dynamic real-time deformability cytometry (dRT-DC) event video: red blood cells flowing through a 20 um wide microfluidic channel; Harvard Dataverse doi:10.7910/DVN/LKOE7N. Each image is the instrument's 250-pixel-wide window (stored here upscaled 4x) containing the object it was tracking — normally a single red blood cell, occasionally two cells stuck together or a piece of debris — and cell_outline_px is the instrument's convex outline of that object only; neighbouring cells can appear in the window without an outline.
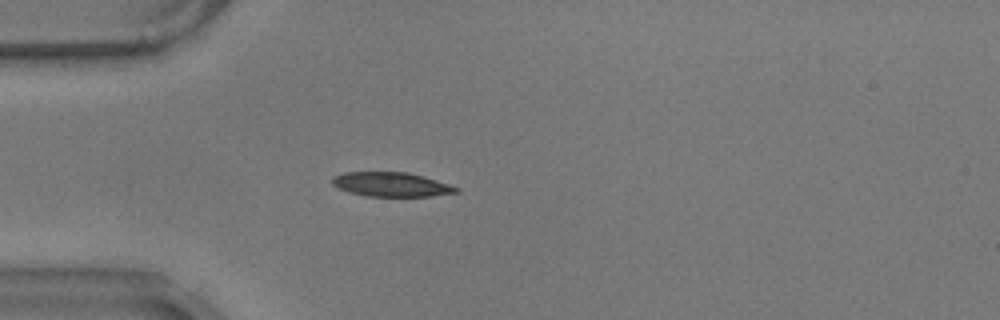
{"species": "common noctule bat (a hibernating species)", "species_latin": "Nyctalus noctula", "temperature_condition": "warm", "stored_images_in_passage": 42, "camera_frame_rate_fps": 3000, "um_per_image_px": 0.085, "animal": {"sex": "male", "body_mass_g": 17.9}, "frame": {"image": 1, "passage_image": 1, "time_ms": 0.0, "image_size_px": [1000, 320], "cell_outline_px": [[460, 192], [432, 196], [368, 196], [348, 192], [332, 184], [332, 176], [344, 172], [408, 172], [448, 184], [460, 188]], "centroid_in_image_um": [33.25, 15.68], "position_along_channel_um": 51.8, "area_um2": 17.46}}
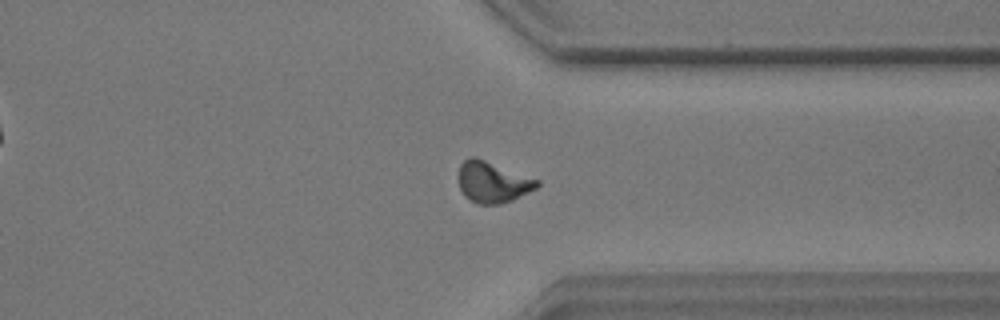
{"frame": {"image": 2, "passage_image": 29, "time_ms": 9.333, "image_size_px": [1000, 320], "cell_outline_px": [[540, 184], [536, 188], [512, 200], [500, 204], [476, 204], [468, 200], [464, 196], [460, 188], [456, 176], [460, 164], [468, 156], [476, 156], [540, 180]], "centroid_in_image_um": [41.82, 15.46], "position_along_channel_um": 369.6, "area_um2": 19.25}}
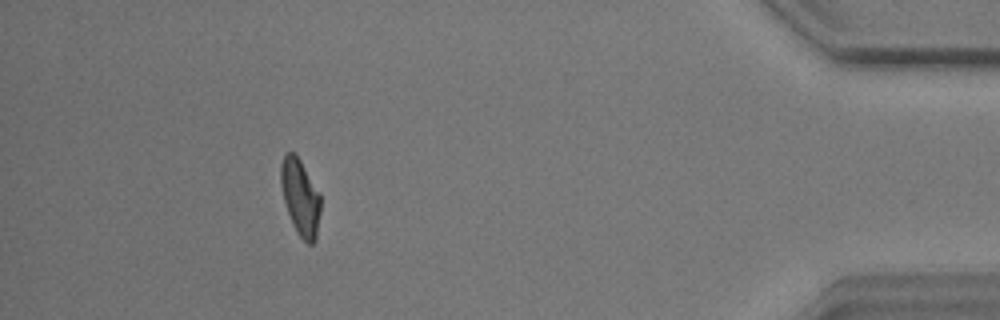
{"frame": {"image": 3, "passage_image": 37, "time_ms": 12.0, "image_size_px": [1000, 320], "cell_outline_px": [[320, 212], [316, 240], [312, 244], [308, 244], [296, 232], [292, 224], [284, 200], [280, 184], [280, 164], [284, 156], [288, 152], [296, 152], [320, 192]], "centroid_in_image_um": [25.53, 16.74], "position_along_channel_um": 409.7, "area_um2": 17.92}, "authors_computed_cell_mechanics": {"area_um2": 18.2359, "velocity_mm_per_s": 3.5164, "shape_relaxation_time_tau1_ms": 3.6167, "shape_relaxation_time_tau2_ms": 1.9271, "deformation_change_tau1": 0.1592, "deformation_change_tau2": 0.0579}}